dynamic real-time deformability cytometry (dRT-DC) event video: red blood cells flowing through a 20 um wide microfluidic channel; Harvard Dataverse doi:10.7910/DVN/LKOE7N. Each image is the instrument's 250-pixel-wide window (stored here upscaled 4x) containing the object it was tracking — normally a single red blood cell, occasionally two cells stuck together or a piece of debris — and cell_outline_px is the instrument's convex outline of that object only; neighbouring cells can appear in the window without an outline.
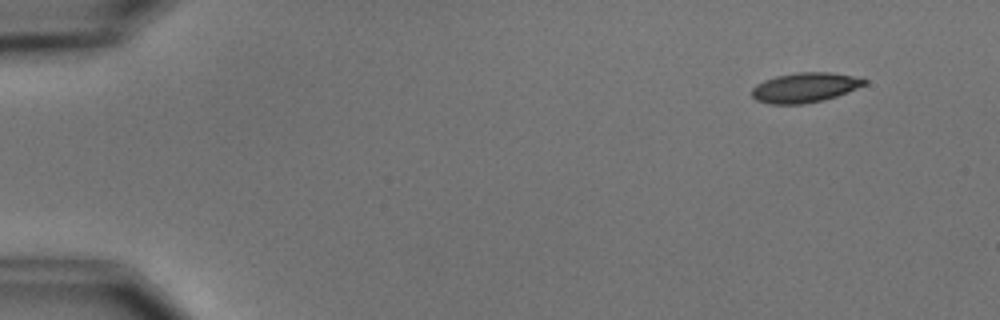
{"species": "common noctule bat (a hibernating species)", "species_latin": "Nyctalus noctula", "temperature_condition": "cold", "stored_images_in_passage": 5, "camera_frame_rate_fps": 3000, "um_per_image_px": 0.085, "animal": {"sex": "male", "body_mass_g": 15.6}, "frame": {"image": 1, "passage_image": 1, "time_ms": 0.0, "image_size_px": [1000, 320], "cell_outline_px": [[868, 84], [848, 92], [824, 100], [804, 104], [772, 104], [756, 100], [752, 96], [752, 88], [756, 84], [764, 80], [776, 76], [796, 72], [828, 72], [852, 76], [868, 80]], "centroid_in_image_um": [68.42, 7.44], "position_along_channel_um": 16.6, "area_um2": 19.59}}
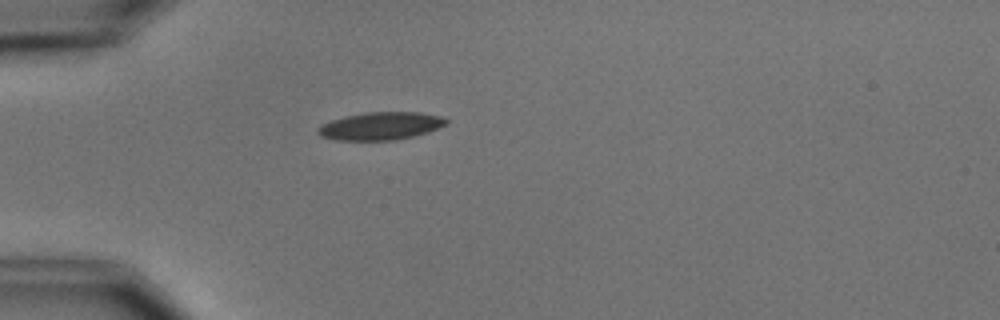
{"frame": {"image": 2, "passage_image": 4, "time_ms": 3.667, "image_size_px": [1000, 320], "cell_outline_px": [[448, 124], [428, 132], [396, 140], [336, 140], [320, 136], [316, 132], [316, 128], [332, 120], [344, 116], [364, 112], [420, 112], [440, 116], [448, 120]], "centroid_in_image_um": [32.35, 10.7], "position_along_channel_um": 52.7, "area_um2": 20.81}}